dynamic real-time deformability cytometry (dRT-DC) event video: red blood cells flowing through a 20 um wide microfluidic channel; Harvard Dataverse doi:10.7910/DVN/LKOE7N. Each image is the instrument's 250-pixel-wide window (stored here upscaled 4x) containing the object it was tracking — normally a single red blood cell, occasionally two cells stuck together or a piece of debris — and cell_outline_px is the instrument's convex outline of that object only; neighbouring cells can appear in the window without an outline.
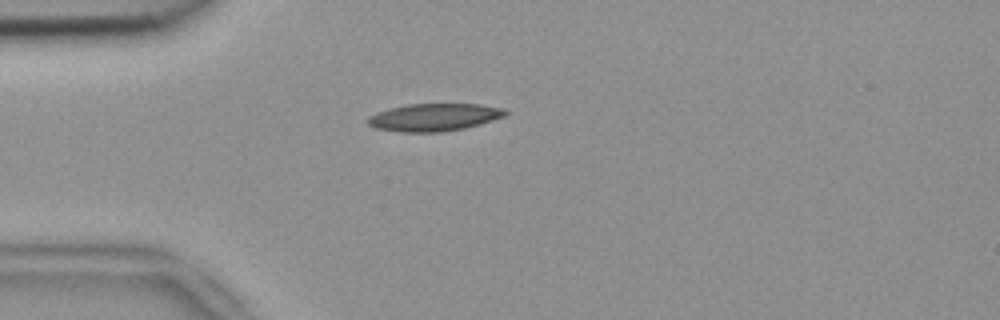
{"species": "common noctule bat (a hibernating species)", "species_latin": "Nyctalus noctula", "temperature_condition": "room temperature", "stored_images_in_passage": 44, "camera_frame_rate_fps": 3000, "um_per_image_px": 0.085, "animal": {"sex": "female", "body_mass_g": 18.4}, "frame": {"image": 1, "passage_image": 5, "time_ms": 1.333, "image_size_px": [1000, 320], "cell_outline_px": [[508, 112], [504, 116], [480, 124], [464, 128], [440, 132], [400, 132], [376, 128], [368, 124], [368, 116], [376, 112], [408, 104], [480, 104], [504, 108]], "centroid_in_image_um": [36.9, 9.96], "position_along_channel_um": 48.1, "area_um2": 21.96}}
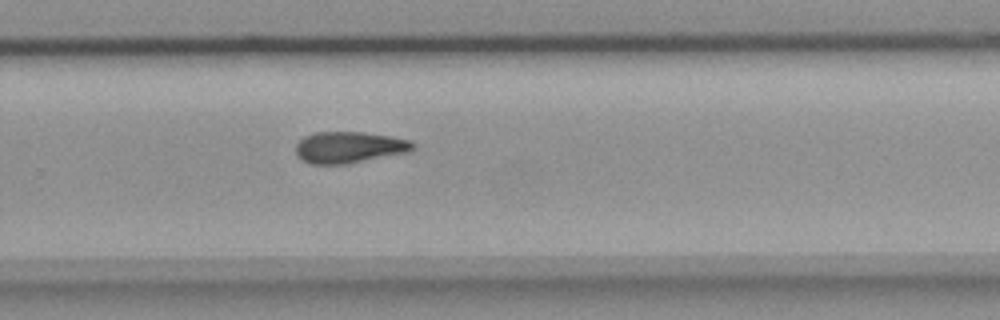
{"frame": {"image": 2, "passage_image": 26, "time_ms": 8.333, "image_size_px": [1000, 320], "cell_outline_px": [[416, 148], [408, 152], [344, 164], [308, 164], [300, 160], [296, 156], [296, 144], [304, 136], [316, 132], [364, 132], [392, 136], [412, 140], [416, 144]], "centroid_in_image_um": [29.68, 12.52], "position_along_channel_um": 300.1, "area_um2": 21.68}}
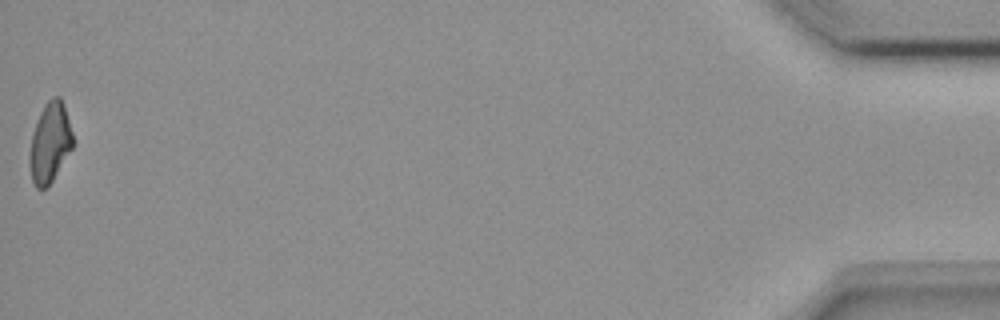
{"frame": {"image": 3, "passage_image": 44, "time_ms": 14.333, "image_size_px": [1000, 320], "cell_outline_px": [[72, 148], [52, 180], [44, 188], [36, 188], [32, 180], [28, 164], [28, 156], [32, 132], [40, 112], [44, 104], [52, 96], [60, 96], [72, 132]], "centroid_in_image_um": [4.2, 12.12], "position_along_channel_um": 431.0, "area_um2": 19.94}}